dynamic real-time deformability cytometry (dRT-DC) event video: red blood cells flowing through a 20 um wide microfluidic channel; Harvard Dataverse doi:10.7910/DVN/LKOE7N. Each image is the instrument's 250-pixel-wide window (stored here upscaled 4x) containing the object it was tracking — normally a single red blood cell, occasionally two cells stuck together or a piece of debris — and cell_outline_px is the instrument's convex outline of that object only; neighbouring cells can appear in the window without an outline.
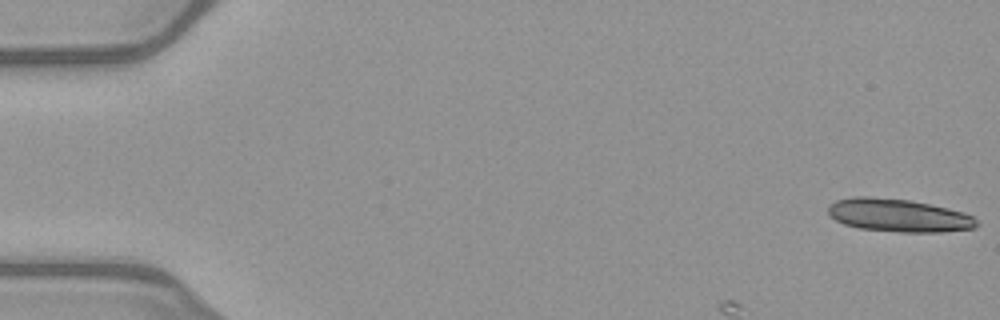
{"species": "common noctule bat (a hibernating species)", "species_latin": "Nyctalus noctula", "temperature_condition": "warm", "stored_images_in_passage": 15, "camera_frame_rate_fps": 3000, "um_per_image_px": 0.085, "animal": {"sex": "female", "body_mass_g": 21.9}, "frame": {"image": 1, "passage_image": 1, "time_ms": 0.0, "image_size_px": [1000, 320], "cell_outline_px": [[980, 224], [976, 228], [944, 232], [900, 232], [860, 228], [844, 224], [836, 220], [828, 212], [828, 204], [836, 200], [856, 196], [868, 196], [908, 200], [948, 208], [964, 212], [972, 216]], "centroid_in_image_um": [76.4, 18.31], "position_along_channel_um": 8.6, "area_um2": 28.55}}